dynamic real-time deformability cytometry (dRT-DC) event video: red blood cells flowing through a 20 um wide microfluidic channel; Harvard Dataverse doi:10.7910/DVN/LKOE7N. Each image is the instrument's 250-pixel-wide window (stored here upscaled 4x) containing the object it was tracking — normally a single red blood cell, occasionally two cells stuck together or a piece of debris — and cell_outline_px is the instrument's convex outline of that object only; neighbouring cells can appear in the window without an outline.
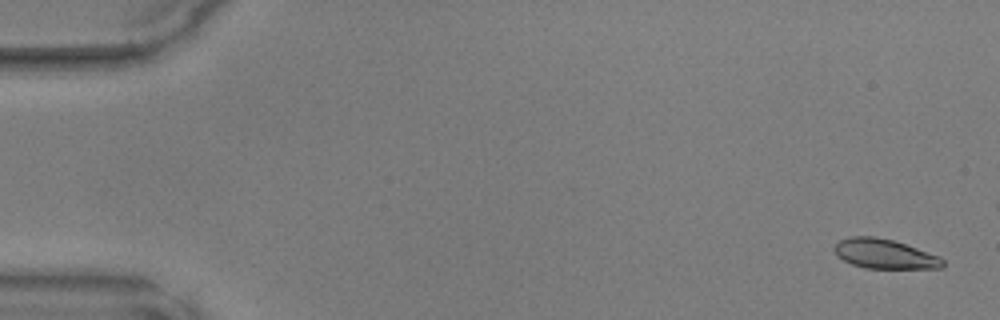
{"species": "common noctule bat (a hibernating species)", "species_latin": "Nyctalus noctula", "temperature_condition": "warm", "stored_images_in_passage": 13, "camera_frame_rate_fps": 3000, "um_per_image_px": 0.085, "animal": {"sex": "male", "body_mass_g": 17.9, "forearm_length_mm": 54.2}, "frame": {"image": 1, "passage_image": 1, "time_ms": 0.0, "image_size_px": [1000, 320], "cell_outline_px": [[944, 264], [940, 268], [864, 268], [852, 264], [836, 256], [832, 248], [840, 240], [852, 236], [876, 236], [892, 240], [940, 256], [944, 260]], "centroid_in_image_um": [75.15, 21.58], "position_along_channel_um": 9.8, "area_um2": 18.61}}